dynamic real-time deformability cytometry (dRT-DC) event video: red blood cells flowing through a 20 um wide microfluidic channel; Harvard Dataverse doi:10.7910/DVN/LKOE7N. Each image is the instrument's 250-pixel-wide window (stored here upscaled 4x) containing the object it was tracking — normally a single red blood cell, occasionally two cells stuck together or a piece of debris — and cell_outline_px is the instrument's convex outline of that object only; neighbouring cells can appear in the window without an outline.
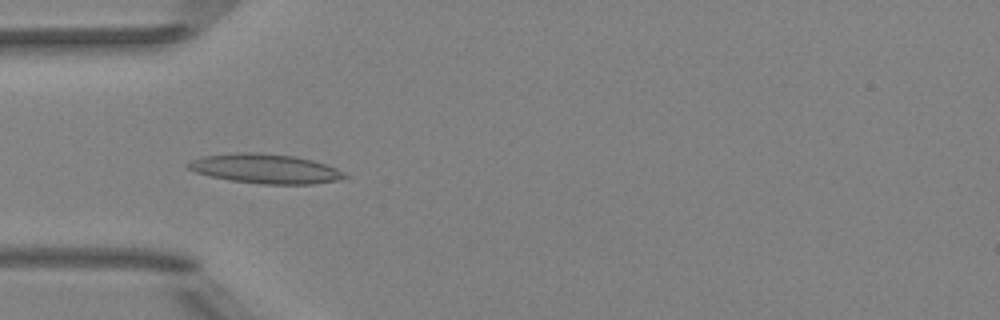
{"species": "Egyptian fruit bat (a non-hibernating species)", "species_latin": "Rousettus aegyptiacus", "temperature_condition": "room temperature", "stored_images_in_passage": 5, "camera_frame_rate_fps": 3000, "um_per_image_px": 0.085, "animal": {"sex": "female"}, "frame": {"image": 1, "passage_image": 4, "time_ms": 3.667, "image_size_px": [1000, 320], "cell_outline_px": [[348, 176], [336, 180], [312, 184], [260, 184], [228, 180], [196, 172], [188, 168], [184, 164], [192, 160], [204, 156], [236, 152], [260, 152], [296, 156], [312, 160], [336, 168]], "centroid_in_image_um": [22.52, 14.33], "position_along_channel_um": 62.5, "area_um2": 26.82}}
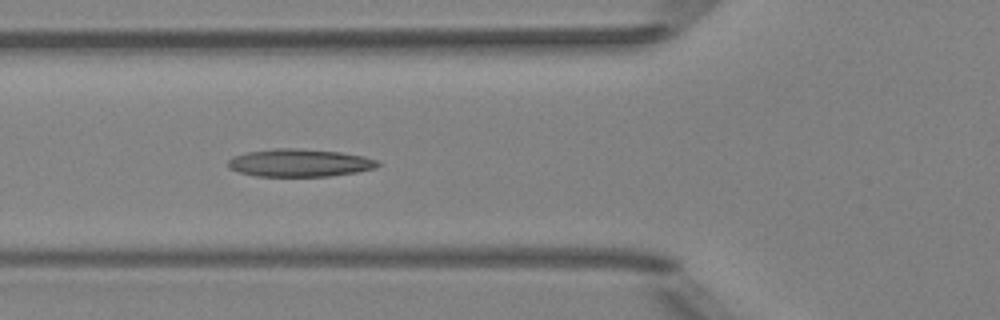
{"frame": {"image": 2, "passage_image": 5, "time_ms": 4.667, "image_size_px": [1000, 320], "cell_outline_px": [[380, 164], [376, 168], [356, 172], [332, 176], [256, 176], [240, 172], [228, 168], [228, 160], [232, 156], [248, 152], [276, 148], [296, 148], [340, 152], [364, 156], [380, 160]], "centroid_in_image_um": [25.49, 13.84], "position_along_channel_um": 100.3, "area_um2": 24.28}}